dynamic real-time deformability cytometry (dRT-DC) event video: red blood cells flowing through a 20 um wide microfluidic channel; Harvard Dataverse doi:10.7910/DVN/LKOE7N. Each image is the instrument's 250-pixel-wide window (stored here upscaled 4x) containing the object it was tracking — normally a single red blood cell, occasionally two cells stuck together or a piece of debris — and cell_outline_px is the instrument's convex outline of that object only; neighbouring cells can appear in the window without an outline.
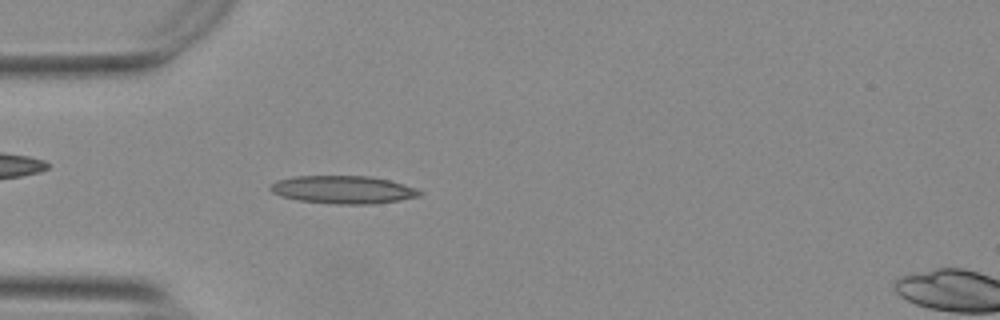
{"species": "Egyptian fruit bat (a non-hibernating species)", "species_latin": "Rousettus aegyptiacus", "temperature_condition": "warm", "stored_images_in_passage": 46, "camera_frame_rate_fps": 3000, "um_per_image_px": 0.085, "animal": {"sex": "female"}, "frame": {"image": 1, "passage_image": 8, "time_ms": 2.333, "image_size_px": [1000, 320], "cell_outline_px": [[424, 192], [420, 196], [400, 200], [368, 204], [332, 204], [300, 200], [280, 196], [272, 192], [268, 188], [276, 180], [292, 176], [368, 176], [388, 180], [404, 184], [416, 188]], "centroid_in_image_um": [29.15, 16.12], "position_along_channel_um": 55.8, "area_um2": 24.28}}
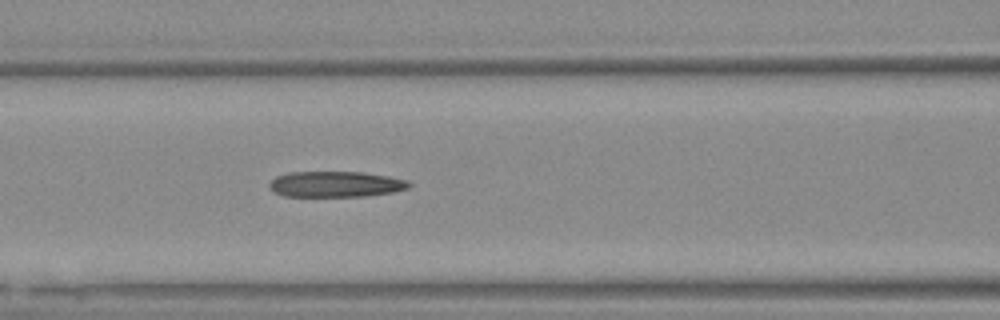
{"frame": {"image": 2, "passage_image": 15, "time_ms": 4.667, "image_size_px": [1000, 320], "cell_outline_px": [[412, 184], [408, 188], [392, 192], [364, 196], [284, 196], [276, 192], [268, 184], [276, 176], [288, 172], [360, 172], [388, 176], [408, 180]], "centroid_in_image_um": [28.55, 15.65], "position_along_channel_um": 138.1, "area_um2": 20.81}}
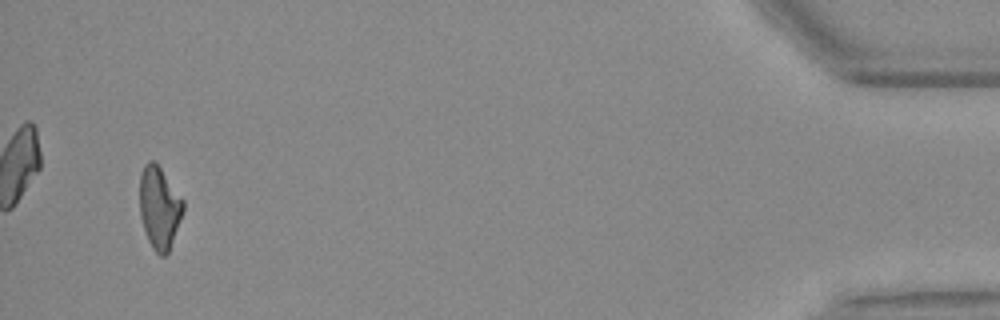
{"frame": {"image": 3, "passage_image": 44, "time_ms": 14.333, "image_size_px": [1000, 320], "cell_outline_px": [[184, 212], [168, 252], [164, 256], [160, 256], [152, 248], [148, 240], [140, 216], [140, 176], [144, 164], [148, 160], [152, 160], [160, 168], [184, 200]], "centroid_in_image_um": [13.55, 17.66], "position_along_channel_um": 421.7, "area_um2": 20.75}, "authors_computed_cell_mechanics": {"area_um2": 21.675, "velocity_mm_per_s": 3.767, "shape_relaxation_time_tau1_ms": null, "shape_relaxation_time_tau2_ms": 1.6867, "deformation_change_tau1": null, "deformation_change_tau2": 0.1177}}